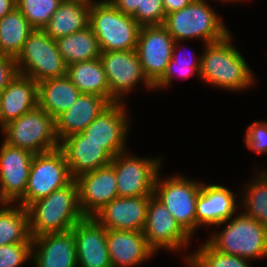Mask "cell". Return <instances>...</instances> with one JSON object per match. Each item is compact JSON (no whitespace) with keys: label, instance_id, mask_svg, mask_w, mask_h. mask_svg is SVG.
Returning a JSON list of instances; mask_svg holds the SVG:
<instances>
[{"label":"cell","instance_id":"cell-1","mask_svg":"<svg viewBox=\"0 0 267 267\" xmlns=\"http://www.w3.org/2000/svg\"><path fill=\"white\" fill-rule=\"evenodd\" d=\"M231 41L232 35L229 33L220 41L204 45L199 78L223 90L235 92L249 88L255 77Z\"/></svg>","mask_w":267,"mask_h":267},{"label":"cell","instance_id":"cell-2","mask_svg":"<svg viewBox=\"0 0 267 267\" xmlns=\"http://www.w3.org/2000/svg\"><path fill=\"white\" fill-rule=\"evenodd\" d=\"M32 238L72 229L85 216L80 210L78 184L73 179L27 207Z\"/></svg>","mask_w":267,"mask_h":267},{"label":"cell","instance_id":"cell-3","mask_svg":"<svg viewBox=\"0 0 267 267\" xmlns=\"http://www.w3.org/2000/svg\"><path fill=\"white\" fill-rule=\"evenodd\" d=\"M205 0H194L187 7L166 15L164 26L176 41L201 38L204 45L224 39L231 31Z\"/></svg>","mask_w":267,"mask_h":267},{"label":"cell","instance_id":"cell-4","mask_svg":"<svg viewBox=\"0 0 267 267\" xmlns=\"http://www.w3.org/2000/svg\"><path fill=\"white\" fill-rule=\"evenodd\" d=\"M89 26L98 39L101 51L136 50L141 26L109 0H101L91 6Z\"/></svg>","mask_w":267,"mask_h":267},{"label":"cell","instance_id":"cell-5","mask_svg":"<svg viewBox=\"0 0 267 267\" xmlns=\"http://www.w3.org/2000/svg\"><path fill=\"white\" fill-rule=\"evenodd\" d=\"M226 220L224 229L207 241L218 251L253 260L267 257V228L243 213ZM233 218V219H232Z\"/></svg>","mask_w":267,"mask_h":267},{"label":"cell","instance_id":"cell-6","mask_svg":"<svg viewBox=\"0 0 267 267\" xmlns=\"http://www.w3.org/2000/svg\"><path fill=\"white\" fill-rule=\"evenodd\" d=\"M3 135L8 145L34 155L59 148L55 119L39 106L7 123Z\"/></svg>","mask_w":267,"mask_h":267},{"label":"cell","instance_id":"cell-7","mask_svg":"<svg viewBox=\"0 0 267 267\" xmlns=\"http://www.w3.org/2000/svg\"><path fill=\"white\" fill-rule=\"evenodd\" d=\"M18 74L37 83L67 75V65L61 56L56 40L42 29H34L15 58Z\"/></svg>","mask_w":267,"mask_h":267},{"label":"cell","instance_id":"cell-8","mask_svg":"<svg viewBox=\"0 0 267 267\" xmlns=\"http://www.w3.org/2000/svg\"><path fill=\"white\" fill-rule=\"evenodd\" d=\"M158 173L153 195L161 201L181 228L192 238L196 231V202L202 182L183 175L160 178ZM160 178V179H159Z\"/></svg>","mask_w":267,"mask_h":267},{"label":"cell","instance_id":"cell-9","mask_svg":"<svg viewBox=\"0 0 267 267\" xmlns=\"http://www.w3.org/2000/svg\"><path fill=\"white\" fill-rule=\"evenodd\" d=\"M72 180L65 156L59 148L35 154L30 165L26 192L19 204L27 208L31 203L47 197Z\"/></svg>","mask_w":267,"mask_h":267},{"label":"cell","instance_id":"cell-10","mask_svg":"<svg viewBox=\"0 0 267 267\" xmlns=\"http://www.w3.org/2000/svg\"><path fill=\"white\" fill-rule=\"evenodd\" d=\"M161 158H139L126 151L111 161L116 175L118 197L152 196Z\"/></svg>","mask_w":267,"mask_h":267},{"label":"cell","instance_id":"cell-11","mask_svg":"<svg viewBox=\"0 0 267 267\" xmlns=\"http://www.w3.org/2000/svg\"><path fill=\"white\" fill-rule=\"evenodd\" d=\"M100 61L109 83L110 104L124 102L122 96L140 82L144 83L145 88L154 90L142 70L136 50L101 51Z\"/></svg>","mask_w":267,"mask_h":267},{"label":"cell","instance_id":"cell-12","mask_svg":"<svg viewBox=\"0 0 267 267\" xmlns=\"http://www.w3.org/2000/svg\"><path fill=\"white\" fill-rule=\"evenodd\" d=\"M175 40L164 25L142 26L136 52L142 70L154 86L164 75L172 57Z\"/></svg>","mask_w":267,"mask_h":267},{"label":"cell","instance_id":"cell-13","mask_svg":"<svg viewBox=\"0 0 267 267\" xmlns=\"http://www.w3.org/2000/svg\"><path fill=\"white\" fill-rule=\"evenodd\" d=\"M123 102L109 104L83 131L88 140L102 145L113 158L126 151L129 116ZM126 107V109H125ZM129 119V120H127Z\"/></svg>","mask_w":267,"mask_h":267},{"label":"cell","instance_id":"cell-14","mask_svg":"<svg viewBox=\"0 0 267 267\" xmlns=\"http://www.w3.org/2000/svg\"><path fill=\"white\" fill-rule=\"evenodd\" d=\"M143 233L148 246L155 253L160 248L176 251L191 242V237L154 195L149 200Z\"/></svg>","mask_w":267,"mask_h":267},{"label":"cell","instance_id":"cell-15","mask_svg":"<svg viewBox=\"0 0 267 267\" xmlns=\"http://www.w3.org/2000/svg\"><path fill=\"white\" fill-rule=\"evenodd\" d=\"M0 147V203L17 204L26 192L34 154L4 141Z\"/></svg>","mask_w":267,"mask_h":267},{"label":"cell","instance_id":"cell-16","mask_svg":"<svg viewBox=\"0 0 267 267\" xmlns=\"http://www.w3.org/2000/svg\"><path fill=\"white\" fill-rule=\"evenodd\" d=\"M75 180L78 184L80 210L85 217H93L118 197L115 170L111 163L84 173Z\"/></svg>","mask_w":267,"mask_h":267},{"label":"cell","instance_id":"cell-17","mask_svg":"<svg viewBox=\"0 0 267 267\" xmlns=\"http://www.w3.org/2000/svg\"><path fill=\"white\" fill-rule=\"evenodd\" d=\"M72 229L79 267H112L106 228L94 217H84Z\"/></svg>","mask_w":267,"mask_h":267},{"label":"cell","instance_id":"cell-18","mask_svg":"<svg viewBox=\"0 0 267 267\" xmlns=\"http://www.w3.org/2000/svg\"><path fill=\"white\" fill-rule=\"evenodd\" d=\"M151 196L117 197L93 217L107 230L142 231Z\"/></svg>","mask_w":267,"mask_h":267},{"label":"cell","instance_id":"cell-19","mask_svg":"<svg viewBox=\"0 0 267 267\" xmlns=\"http://www.w3.org/2000/svg\"><path fill=\"white\" fill-rule=\"evenodd\" d=\"M31 258L35 267H78L73 229L32 238Z\"/></svg>","mask_w":267,"mask_h":267},{"label":"cell","instance_id":"cell-20","mask_svg":"<svg viewBox=\"0 0 267 267\" xmlns=\"http://www.w3.org/2000/svg\"><path fill=\"white\" fill-rule=\"evenodd\" d=\"M73 179L111 163L113 157L102 145L88 140L82 132L70 135L59 142Z\"/></svg>","mask_w":267,"mask_h":267},{"label":"cell","instance_id":"cell-21","mask_svg":"<svg viewBox=\"0 0 267 267\" xmlns=\"http://www.w3.org/2000/svg\"><path fill=\"white\" fill-rule=\"evenodd\" d=\"M235 196L224 186L202 183L196 202V229L202 225L221 226L223 222L235 215L238 208Z\"/></svg>","mask_w":267,"mask_h":267},{"label":"cell","instance_id":"cell-22","mask_svg":"<svg viewBox=\"0 0 267 267\" xmlns=\"http://www.w3.org/2000/svg\"><path fill=\"white\" fill-rule=\"evenodd\" d=\"M107 247L112 267H134L156 254L142 231L107 230Z\"/></svg>","mask_w":267,"mask_h":267},{"label":"cell","instance_id":"cell-23","mask_svg":"<svg viewBox=\"0 0 267 267\" xmlns=\"http://www.w3.org/2000/svg\"><path fill=\"white\" fill-rule=\"evenodd\" d=\"M109 104L99 95L80 94L72 106L55 119L58 140L82 132Z\"/></svg>","mask_w":267,"mask_h":267},{"label":"cell","instance_id":"cell-24","mask_svg":"<svg viewBox=\"0 0 267 267\" xmlns=\"http://www.w3.org/2000/svg\"><path fill=\"white\" fill-rule=\"evenodd\" d=\"M4 123L19 118L38 106V83L17 74L0 94Z\"/></svg>","mask_w":267,"mask_h":267},{"label":"cell","instance_id":"cell-25","mask_svg":"<svg viewBox=\"0 0 267 267\" xmlns=\"http://www.w3.org/2000/svg\"><path fill=\"white\" fill-rule=\"evenodd\" d=\"M80 94L67 75L49 78L38 83V106L56 119L72 106Z\"/></svg>","mask_w":267,"mask_h":267},{"label":"cell","instance_id":"cell-26","mask_svg":"<svg viewBox=\"0 0 267 267\" xmlns=\"http://www.w3.org/2000/svg\"><path fill=\"white\" fill-rule=\"evenodd\" d=\"M90 9L81 3L62 1L42 30L54 40L82 31L89 26Z\"/></svg>","mask_w":267,"mask_h":267},{"label":"cell","instance_id":"cell-27","mask_svg":"<svg viewBox=\"0 0 267 267\" xmlns=\"http://www.w3.org/2000/svg\"><path fill=\"white\" fill-rule=\"evenodd\" d=\"M67 76L81 94L99 95L110 103V88L100 58L67 66Z\"/></svg>","mask_w":267,"mask_h":267},{"label":"cell","instance_id":"cell-28","mask_svg":"<svg viewBox=\"0 0 267 267\" xmlns=\"http://www.w3.org/2000/svg\"><path fill=\"white\" fill-rule=\"evenodd\" d=\"M58 50L67 66L100 58L101 49L92 28L75 32L56 40Z\"/></svg>","mask_w":267,"mask_h":267},{"label":"cell","instance_id":"cell-29","mask_svg":"<svg viewBox=\"0 0 267 267\" xmlns=\"http://www.w3.org/2000/svg\"><path fill=\"white\" fill-rule=\"evenodd\" d=\"M33 31L34 28L15 7L0 19V55L16 58Z\"/></svg>","mask_w":267,"mask_h":267},{"label":"cell","instance_id":"cell-30","mask_svg":"<svg viewBox=\"0 0 267 267\" xmlns=\"http://www.w3.org/2000/svg\"><path fill=\"white\" fill-rule=\"evenodd\" d=\"M0 205V246L32 243L27 208L20 204L11 206L9 203H0Z\"/></svg>","mask_w":267,"mask_h":267},{"label":"cell","instance_id":"cell-31","mask_svg":"<svg viewBox=\"0 0 267 267\" xmlns=\"http://www.w3.org/2000/svg\"><path fill=\"white\" fill-rule=\"evenodd\" d=\"M253 178L254 181L245 185V195L240 200L247 209L242 213L254 218L267 228V171L263 170L255 174Z\"/></svg>","mask_w":267,"mask_h":267},{"label":"cell","instance_id":"cell-32","mask_svg":"<svg viewBox=\"0 0 267 267\" xmlns=\"http://www.w3.org/2000/svg\"><path fill=\"white\" fill-rule=\"evenodd\" d=\"M185 259L189 267H251L248 259L222 253L208 241Z\"/></svg>","mask_w":267,"mask_h":267},{"label":"cell","instance_id":"cell-33","mask_svg":"<svg viewBox=\"0 0 267 267\" xmlns=\"http://www.w3.org/2000/svg\"><path fill=\"white\" fill-rule=\"evenodd\" d=\"M62 0H16V7L34 29H43Z\"/></svg>","mask_w":267,"mask_h":267},{"label":"cell","instance_id":"cell-34","mask_svg":"<svg viewBox=\"0 0 267 267\" xmlns=\"http://www.w3.org/2000/svg\"><path fill=\"white\" fill-rule=\"evenodd\" d=\"M180 42L176 41L173 46L172 50V57L170 62L167 65V69L163 75V77L154 85V89L157 90L159 88H168L170 84L172 83V78L174 75L178 73L180 76H184V79L187 77L189 78L190 75H193L194 73L199 76L200 74V68H201V57H198L197 59H189V54L186 57L182 58L179 56L178 53H176V49L180 48Z\"/></svg>","mask_w":267,"mask_h":267},{"label":"cell","instance_id":"cell-35","mask_svg":"<svg viewBox=\"0 0 267 267\" xmlns=\"http://www.w3.org/2000/svg\"><path fill=\"white\" fill-rule=\"evenodd\" d=\"M142 26L163 25L166 19L162 0H142L132 16Z\"/></svg>","mask_w":267,"mask_h":267},{"label":"cell","instance_id":"cell-36","mask_svg":"<svg viewBox=\"0 0 267 267\" xmlns=\"http://www.w3.org/2000/svg\"><path fill=\"white\" fill-rule=\"evenodd\" d=\"M32 243L0 246V267H19L31 259Z\"/></svg>","mask_w":267,"mask_h":267},{"label":"cell","instance_id":"cell-37","mask_svg":"<svg viewBox=\"0 0 267 267\" xmlns=\"http://www.w3.org/2000/svg\"><path fill=\"white\" fill-rule=\"evenodd\" d=\"M245 145L256 153H267V122L253 121L244 137Z\"/></svg>","mask_w":267,"mask_h":267},{"label":"cell","instance_id":"cell-38","mask_svg":"<svg viewBox=\"0 0 267 267\" xmlns=\"http://www.w3.org/2000/svg\"><path fill=\"white\" fill-rule=\"evenodd\" d=\"M17 74L15 58L0 55V94Z\"/></svg>","mask_w":267,"mask_h":267},{"label":"cell","instance_id":"cell-39","mask_svg":"<svg viewBox=\"0 0 267 267\" xmlns=\"http://www.w3.org/2000/svg\"><path fill=\"white\" fill-rule=\"evenodd\" d=\"M109 2L125 15L133 16L137 8H141L142 0H109Z\"/></svg>","mask_w":267,"mask_h":267},{"label":"cell","instance_id":"cell-40","mask_svg":"<svg viewBox=\"0 0 267 267\" xmlns=\"http://www.w3.org/2000/svg\"><path fill=\"white\" fill-rule=\"evenodd\" d=\"M165 14L181 10L184 7H187L194 0H162Z\"/></svg>","mask_w":267,"mask_h":267},{"label":"cell","instance_id":"cell-41","mask_svg":"<svg viewBox=\"0 0 267 267\" xmlns=\"http://www.w3.org/2000/svg\"><path fill=\"white\" fill-rule=\"evenodd\" d=\"M16 7V0H0V19Z\"/></svg>","mask_w":267,"mask_h":267},{"label":"cell","instance_id":"cell-42","mask_svg":"<svg viewBox=\"0 0 267 267\" xmlns=\"http://www.w3.org/2000/svg\"><path fill=\"white\" fill-rule=\"evenodd\" d=\"M62 1L77 2V3H81L84 5H88V6H93L95 3H97V1H94V0H62Z\"/></svg>","mask_w":267,"mask_h":267},{"label":"cell","instance_id":"cell-43","mask_svg":"<svg viewBox=\"0 0 267 267\" xmlns=\"http://www.w3.org/2000/svg\"><path fill=\"white\" fill-rule=\"evenodd\" d=\"M5 126L6 124L4 123V119H3V116H2V112H1V105H0V130L2 131V133L4 132L5 130Z\"/></svg>","mask_w":267,"mask_h":267},{"label":"cell","instance_id":"cell-44","mask_svg":"<svg viewBox=\"0 0 267 267\" xmlns=\"http://www.w3.org/2000/svg\"><path fill=\"white\" fill-rule=\"evenodd\" d=\"M214 1H215V0H214ZM216 1H218V0H216ZM220 1H221V2H224V1H226V2H229V1H230V2H236V1H237V2H238V1H240V0H219V2H220ZM241 1H242V0H241ZM243 1H244V0H243Z\"/></svg>","mask_w":267,"mask_h":267}]
</instances>
